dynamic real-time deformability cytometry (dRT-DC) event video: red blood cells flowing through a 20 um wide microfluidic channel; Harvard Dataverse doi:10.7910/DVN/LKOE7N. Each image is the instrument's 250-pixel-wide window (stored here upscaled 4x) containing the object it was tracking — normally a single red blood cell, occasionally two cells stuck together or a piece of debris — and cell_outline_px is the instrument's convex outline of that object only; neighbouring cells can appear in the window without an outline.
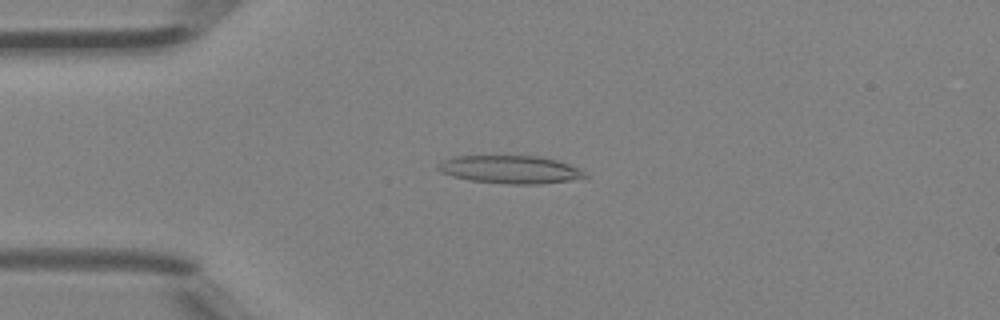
{"species": "Egyptian fruit bat (a non-hibernating species)", "species_latin": "Rousettus aegyptiacus", "temperature_condition": "room temperature", "stored_images_in_passage": 5, "camera_frame_rate_fps": 3000, "um_per_image_px": 0.085, "animal": {"sex": "female"}, "frame": {"image": 1, "passage_image": 4, "time_ms": 1.0, "image_size_px": [1000, 320], "cell_outline_px": [[588, 176], [568, 180], [540, 184], [508, 184], [468, 180], [452, 176], [440, 172], [436, 168], [436, 164], [452, 156], [540, 156], [556, 160], [568, 164], [584, 172]], "centroid_in_image_um": [43.28, 14.4], "position_along_channel_um": 41.7, "area_um2": 23.81}}